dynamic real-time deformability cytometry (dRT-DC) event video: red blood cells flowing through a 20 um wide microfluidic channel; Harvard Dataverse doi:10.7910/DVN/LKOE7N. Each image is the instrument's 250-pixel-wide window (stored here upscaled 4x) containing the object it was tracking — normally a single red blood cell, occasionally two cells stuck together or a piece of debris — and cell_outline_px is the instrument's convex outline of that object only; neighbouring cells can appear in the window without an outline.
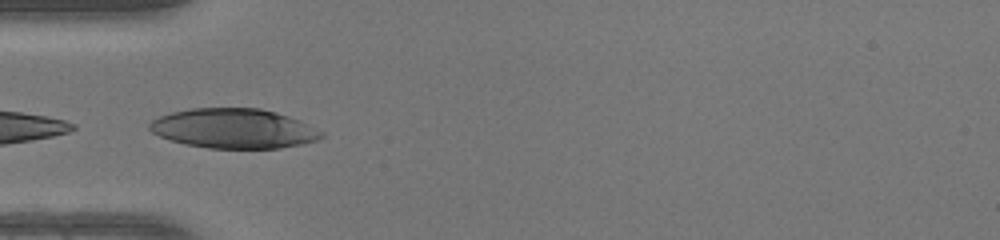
{"species": "human", "species_latin": "Homo sapiens", "temperature_condition": "warm", "stored_images_in_passage": 18, "camera_frame_rate_fps": 3000, "um_per_image_px": 0.085, "donor": {"sex": "female"}, "frame": {"image": 1, "passage_image": 15, "time_ms": 4.667, "image_size_px": [1000, 240], "cell_outline_px": [[324, 136], [316, 140], [300, 144], [280, 148], [208, 148], [184, 144], [160, 136], [152, 132], [148, 128], [148, 124], [152, 120], [160, 116], [172, 112], [192, 108], [260, 108], [276, 112], [288, 116], [324, 132]], "centroid_in_image_um": [19.84, 10.92], "position_along_channel_um": 65.2, "area_um2": 39.54}}